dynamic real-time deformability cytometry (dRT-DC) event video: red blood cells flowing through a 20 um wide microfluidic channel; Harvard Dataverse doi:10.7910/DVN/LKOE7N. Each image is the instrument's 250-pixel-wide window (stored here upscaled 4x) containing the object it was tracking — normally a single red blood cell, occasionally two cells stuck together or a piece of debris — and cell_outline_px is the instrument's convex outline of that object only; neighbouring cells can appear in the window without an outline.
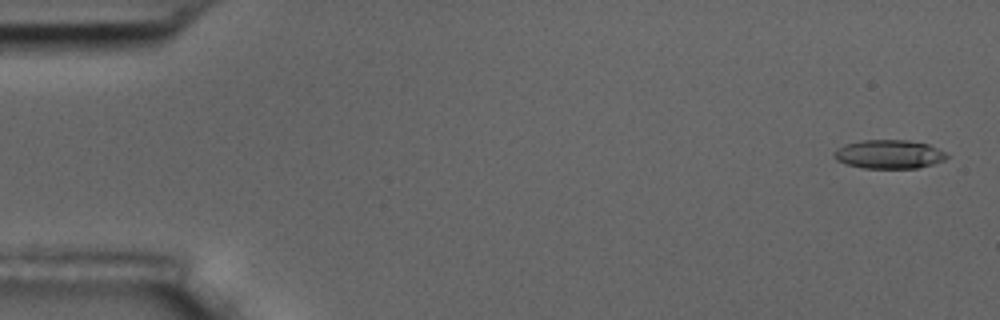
{"species": "common noctule bat (a hibernating species)", "species_latin": "Nyctalus noctula", "temperature_condition": "room temperature", "stored_images_in_passage": 16, "camera_frame_rate_fps": 3000, "um_per_image_px": 0.085, "animal": {"sex": "male", "body_mass_g": 17.5, "forearm_length_mm": 52.3}, "frame": {"image": 1, "passage_image": 1, "time_ms": 0.0, "image_size_px": [1000, 320], "cell_outline_px": [[948, 156], [944, 160], [932, 164], [916, 168], [864, 168], [844, 164], [836, 160], [832, 156], [836, 148], [844, 144], [860, 140], [908, 140], [928, 144], [944, 152]], "centroid_in_image_um": [75.5, 13.11], "position_along_channel_um": 9.5, "area_um2": 18.96}}
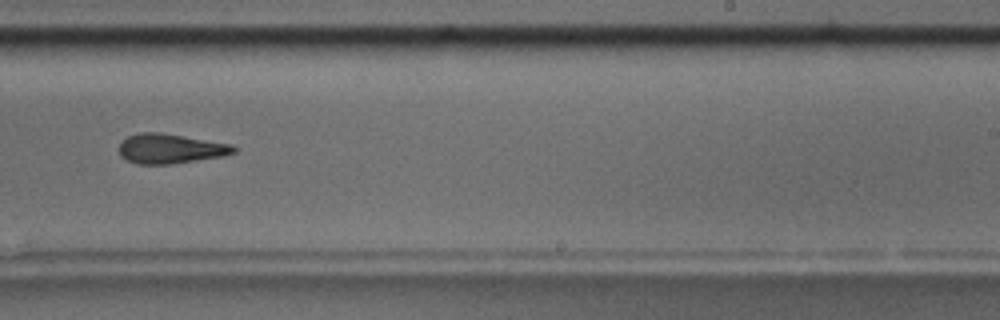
{"frame": {"image": 2, "passage_image": 10, "time_ms": 11.333, "image_size_px": [1000, 320], "cell_outline_px": [[236, 152], [224, 156], [172, 164], [140, 164], [128, 160], [120, 156], [120, 144], [128, 136], [140, 132], [160, 132], [232, 144], [236, 148]], "centroid_in_image_um": [14.51, 12.63], "position_along_channel_um": 274.5, "area_um2": 19.77}, "authors_computed_cell_mechanics": {"area_um2": 19.8832, "velocity_mm_per_s": 3.5395, "shape_relaxation_time_tau1_ms": 10.5968, "shape_relaxation_time_tau2_ms": 6.1831, "deformation_change_tau1": 0.2604, "deformation_change_tau2": 0.1713}}